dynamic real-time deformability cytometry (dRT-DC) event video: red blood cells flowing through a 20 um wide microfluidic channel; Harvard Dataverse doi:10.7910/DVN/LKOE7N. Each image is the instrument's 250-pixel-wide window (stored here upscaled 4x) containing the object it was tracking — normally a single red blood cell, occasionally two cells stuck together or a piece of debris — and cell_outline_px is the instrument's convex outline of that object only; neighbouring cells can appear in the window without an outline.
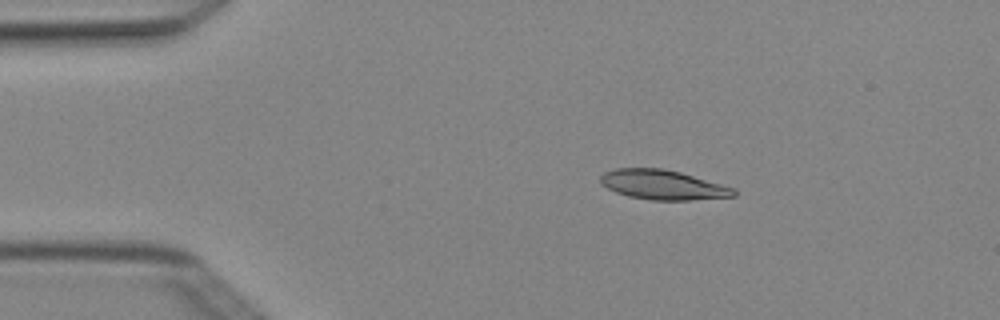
{"species": "Egyptian fruit bat (a non-hibernating species)", "species_latin": "Rousettus aegyptiacus", "temperature_condition": "cold", "stored_images_in_passage": 5, "camera_frame_rate_fps": 3000, "um_per_image_px": 0.085, "animal": {"sex": "female"}, "frame": {"image": 1, "passage_image": 2, "time_ms": 0.333, "image_size_px": [1000, 320], "cell_outline_px": [[736, 196], [692, 200], [652, 200], [628, 196], [616, 192], [600, 184], [600, 176], [604, 172], [616, 168], [664, 168], [680, 172], [736, 188]], "centroid_in_image_um": [56.35, 15.71], "position_along_channel_um": 28.7, "area_um2": 23.12}}
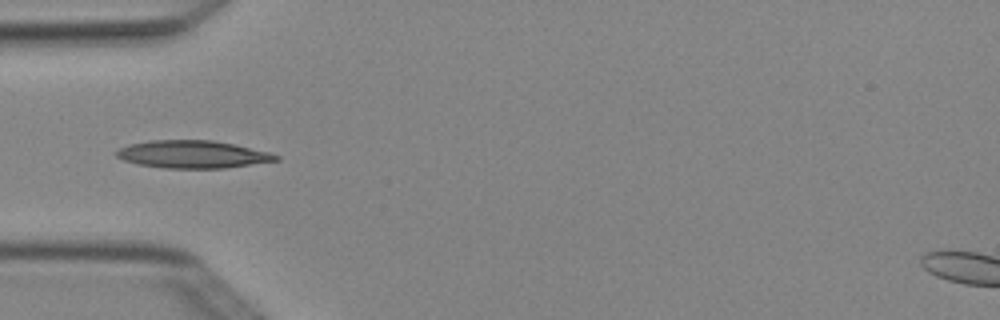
{"frame": {"image": 2, "passage_image": 4, "time_ms": 1.0, "image_size_px": [1000, 320], "cell_outline_px": [[280, 160], [224, 168], [164, 168], [136, 164], [124, 160], [116, 156], [112, 152], [128, 144], [152, 140], [212, 140], [236, 144], [268, 152], [280, 156]], "centroid_in_image_um": [16.34, 13.11], "position_along_channel_um": 68.7, "area_um2": 25.78}}
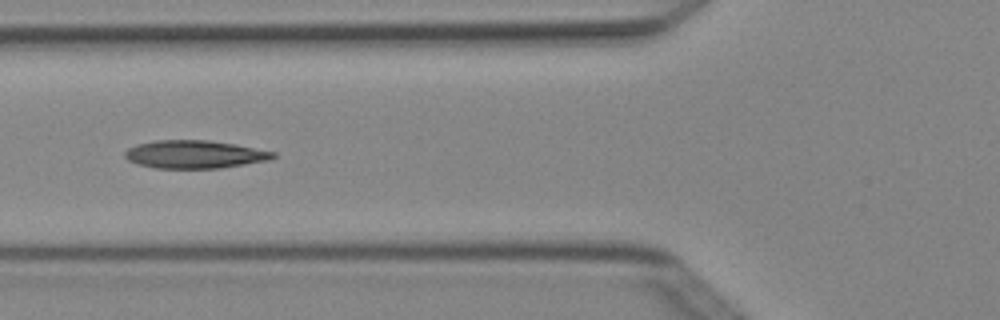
{"frame": {"image": 3, "passage_image": 5, "time_ms": 1.333, "image_size_px": [1000, 320], "cell_outline_px": [[276, 156], [272, 160], [220, 168], [156, 168], [136, 164], [128, 160], [124, 156], [124, 152], [128, 148], [136, 144], [156, 140], [208, 140], [236, 144], [276, 152]], "centroid_in_image_um": [16.55, 13.12], "position_along_channel_um": 109.2, "area_um2": 24.39}}